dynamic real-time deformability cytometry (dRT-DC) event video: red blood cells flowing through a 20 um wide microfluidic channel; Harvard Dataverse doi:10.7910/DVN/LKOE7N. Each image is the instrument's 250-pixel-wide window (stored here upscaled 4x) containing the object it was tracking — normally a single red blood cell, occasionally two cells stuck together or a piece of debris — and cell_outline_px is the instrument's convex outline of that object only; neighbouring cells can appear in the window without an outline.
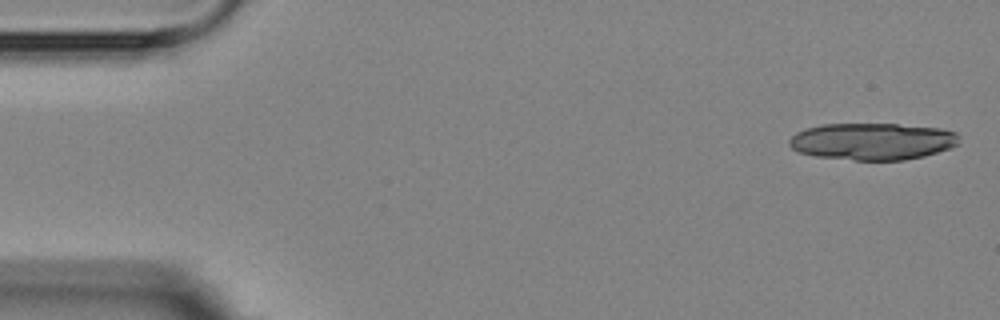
{"species": "Egyptian fruit bat (a non-hibernating species)", "species_latin": "Rousettus aegyptiacus", "temperature_condition": "room temperature", "stored_images_in_passage": 4, "camera_frame_rate_fps": 3000, "um_per_image_px": 0.085, "animal": {"sex": "female"}, "frame": {"image": 1, "passage_image": 1, "time_ms": 0.0, "image_size_px": [1000, 320], "cell_outline_px": [[960, 144], [952, 148], [924, 156], [904, 160], [856, 160], [816, 156], [800, 152], [792, 148], [788, 144], [788, 140], [796, 132], [804, 128], [820, 124], [896, 124], [940, 128], [956, 132], [960, 136]], "centroid_in_image_um": [74.18, 12.01], "position_along_channel_um": 10.8, "area_um2": 36.88}}